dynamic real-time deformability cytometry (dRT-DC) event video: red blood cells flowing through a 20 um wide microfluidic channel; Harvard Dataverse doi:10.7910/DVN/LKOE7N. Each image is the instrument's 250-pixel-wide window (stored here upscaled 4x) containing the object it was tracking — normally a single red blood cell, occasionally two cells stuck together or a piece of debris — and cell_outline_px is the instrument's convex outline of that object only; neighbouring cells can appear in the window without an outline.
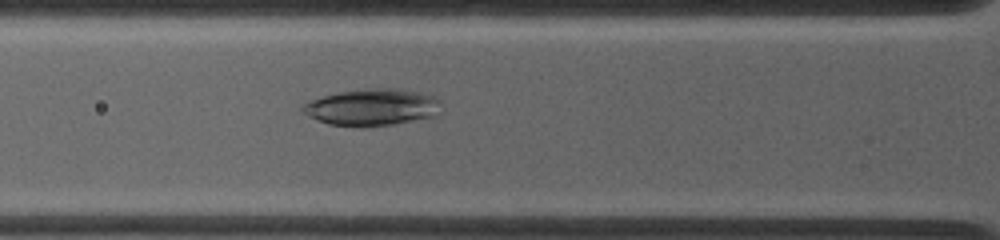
{"species": "common noctule bat (a hibernating species)", "species_latin": "Nyctalus noctula", "temperature_condition": "warm", "stored_images_in_passage": 25, "camera_frame_rate_fps": 4500, "um_per_image_px": 0.085, "animal": {"sex": "female", "body_mass_g": 19.0, "forearm_length_mm": 53.3}, "frame": {"image": 1, "passage_image": 4, "time_ms": 1.333, "image_size_px": [1000, 240], "cell_outline_px": [[440, 116], [396, 124], [368, 128], [364, 128], [328, 124], [308, 116], [300, 108], [304, 104], [312, 100], [324, 96], [340, 92], [376, 88], [400, 88], [420, 92], [432, 96], [440, 100]], "centroid_in_image_um": [31.7, 9.14], "position_along_channel_um": 94.1, "area_um2": 30.11}}
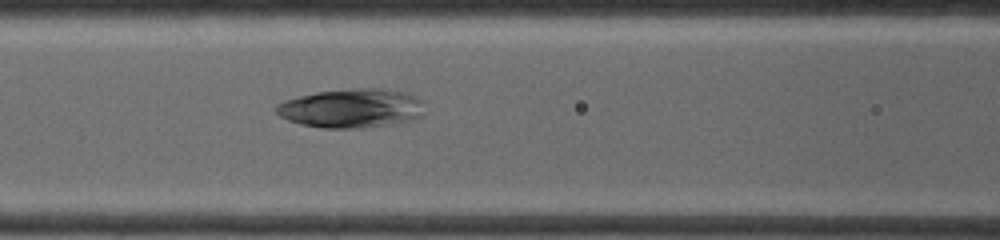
{"frame": {"image": 2, "passage_image": 9, "time_ms": 2.444, "image_size_px": [1000, 240], "cell_outline_px": [[424, 116], [412, 120], [388, 124], [360, 128], [320, 128], [300, 124], [288, 120], [280, 116], [276, 112], [276, 104], [284, 100], [316, 92], [356, 88], [388, 88], [408, 92], [416, 96], [420, 100]], "centroid_in_image_um": [29.88, 9.19], "position_along_channel_um": 136.7, "area_um2": 33.93}}